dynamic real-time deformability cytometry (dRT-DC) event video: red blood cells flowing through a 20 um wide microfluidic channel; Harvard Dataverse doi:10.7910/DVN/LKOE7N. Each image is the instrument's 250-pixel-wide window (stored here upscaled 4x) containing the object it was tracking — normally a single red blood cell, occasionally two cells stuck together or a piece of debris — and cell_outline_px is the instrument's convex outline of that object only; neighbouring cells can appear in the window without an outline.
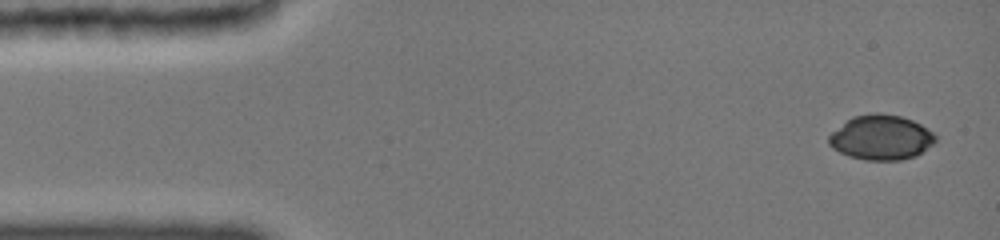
{"species": "common noctule bat (a hibernating species)", "species_latin": "Nyctalus noctula", "temperature_condition": "cold", "stored_images_in_passage": 55, "camera_frame_rate_fps": 3000, "um_per_image_px": 0.085, "animal": {"sex": "female", "body_mass_g": 19.0, "forearm_length_mm": 51.5}, "frame": {"image": 1, "passage_image": 1, "time_ms": 0.0, "image_size_px": [1000, 240], "cell_outline_px": [[936, 140], [932, 144], [916, 156], [900, 160], [868, 160], [852, 156], [840, 152], [832, 148], [828, 144], [828, 136], [832, 132], [848, 120], [856, 116], [900, 116], [912, 120], [920, 124], [932, 132], [936, 136]], "centroid_in_image_um": [74.91, 11.73], "position_along_channel_um": 10.1, "area_um2": 26.82}}